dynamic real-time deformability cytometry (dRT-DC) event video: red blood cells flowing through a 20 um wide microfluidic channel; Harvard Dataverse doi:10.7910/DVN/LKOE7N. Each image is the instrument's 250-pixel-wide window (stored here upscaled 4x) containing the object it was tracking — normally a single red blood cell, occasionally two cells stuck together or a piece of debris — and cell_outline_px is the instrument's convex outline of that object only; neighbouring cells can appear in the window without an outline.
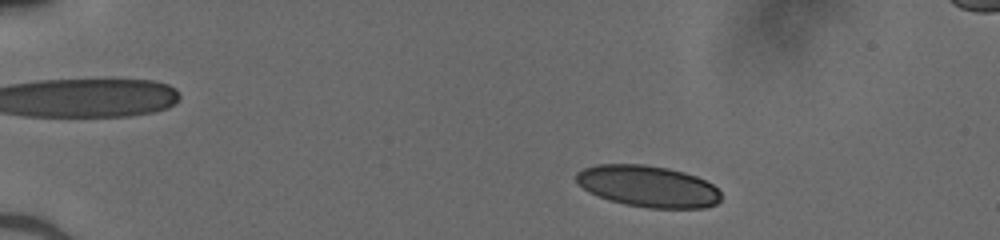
{"species": "human", "species_latin": "Homo sapiens", "temperature_condition": "cold", "stored_images_in_passage": 45, "camera_frame_rate_fps": 3000, "um_per_image_px": 0.085, "donor": {"sex": "male"}, "frame": {"image": 1, "passage_image": 4, "time_ms": 1.0, "image_size_px": [1000, 240], "cell_outline_px": [[720, 200], [716, 204], [704, 208], [648, 208], [624, 204], [608, 200], [588, 192], [576, 180], [576, 172], [584, 168], [596, 164], [644, 164], [668, 168], [684, 172], [696, 176], [712, 184], [720, 192]], "centroid_in_image_um": [55.07, 15.83], "position_along_channel_um": 29.9, "area_um2": 35.08}}
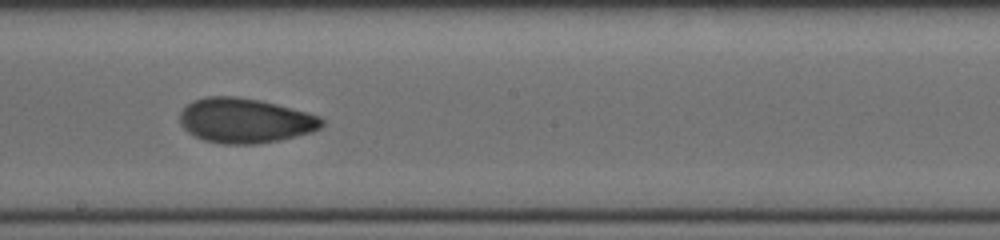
{"frame": {"image": 2, "passage_image": 25, "time_ms": 8.0, "image_size_px": [1000, 240], "cell_outline_px": [[324, 124], [320, 128], [312, 132], [280, 140], [256, 144], [220, 144], [204, 140], [188, 132], [180, 124], [180, 112], [192, 100], [208, 96], [236, 96], [260, 100], [308, 112], [320, 116], [324, 120]], "centroid_in_image_um": [20.84, 10.25], "position_along_channel_um": 227.4, "area_um2": 37.22}}
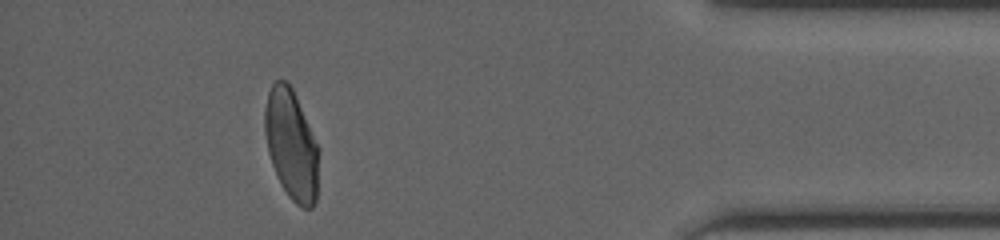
{"frame": {"image": 3, "passage_image": 41, "time_ms": 13.333, "image_size_px": [1000, 240], "cell_outline_px": [[320, 152], [316, 200], [312, 208], [300, 208], [288, 196], [280, 184], [272, 164], [268, 152], [264, 128], [264, 112], [268, 92], [272, 84], [276, 80], [284, 80], [292, 88], [296, 96], [320, 148]], "centroid_in_image_um": [24.78, 12.33], "position_along_channel_um": 410.4, "area_um2": 35.03}}